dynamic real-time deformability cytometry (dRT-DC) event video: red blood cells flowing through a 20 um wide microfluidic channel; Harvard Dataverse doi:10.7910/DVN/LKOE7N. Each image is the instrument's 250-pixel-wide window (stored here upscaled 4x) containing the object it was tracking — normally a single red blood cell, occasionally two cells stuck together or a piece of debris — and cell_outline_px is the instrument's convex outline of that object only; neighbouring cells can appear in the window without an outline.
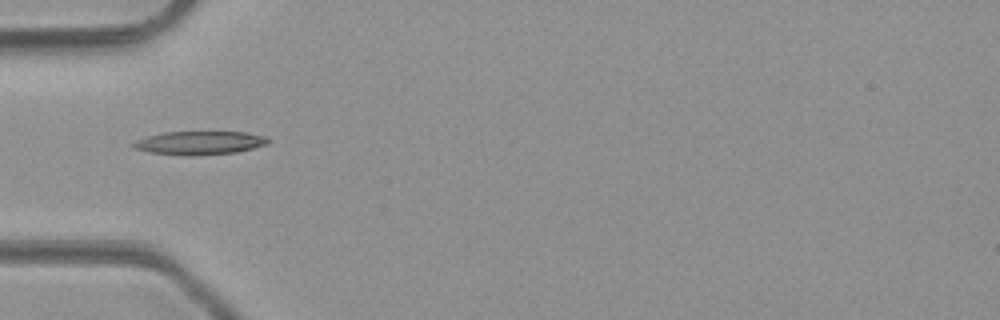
{"species": "common noctule bat (a hibernating species)", "species_latin": "Nyctalus noctula", "temperature_condition": "room temperature", "stored_images_in_passage": 33, "camera_frame_rate_fps": 3000, "um_per_image_px": 0.085, "animal": {"sex": "male", "body_mass_g": 23.1, "forearm_length_mm": 52.7}, "frame": {"image": 1, "passage_image": 1, "time_ms": 0.0, "image_size_px": [1000, 320], "cell_outline_px": [[272, 140], [268, 144], [236, 152], [196, 156], [184, 156], [148, 152], [132, 148], [128, 144], [136, 140], [148, 136], [164, 132], [248, 132], [264, 136]], "centroid_in_image_um": [16.93, 12.15], "position_along_channel_um": 68.1, "area_um2": 18.73}}
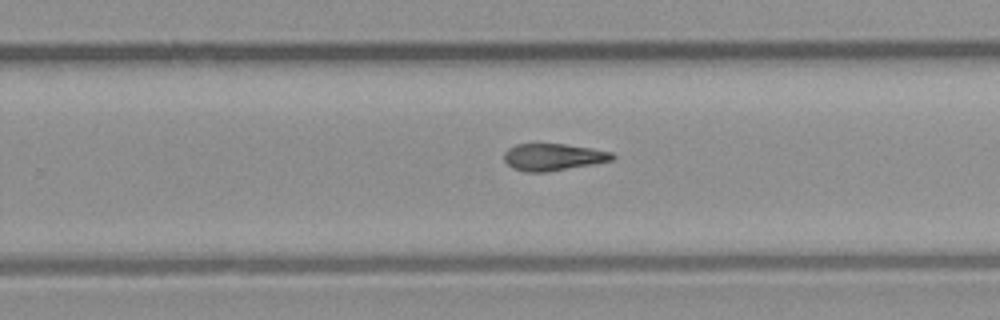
{"frame": {"image": 2, "passage_image": 16, "time_ms": 5.0, "image_size_px": [1000, 320], "cell_outline_px": [[616, 156], [612, 160], [592, 164], [544, 172], [524, 172], [512, 168], [504, 160], [504, 152], [508, 148], [516, 144], [564, 144], [612, 152]], "centroid_in_image_um": [46.97, 13.35], "position_along_channel_um": 282.8, "area_um2": 16.82}}
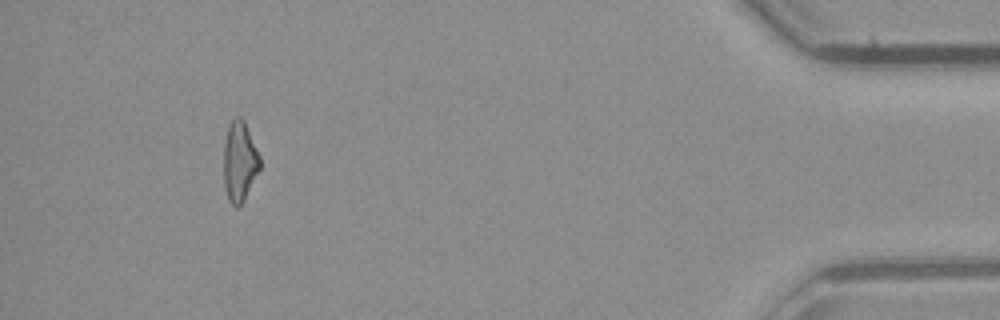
{"frame": {"image": 3, "passage_image": 30, "time_ms": 9.667, "image_size_px": [1000, 320], "cell_outline_px": [[260, 168], [244, 200], [236, 208], [228, 200], [224, 184], [224, 140], [228, 124], [236, 116], [240, 116], [244, 120], [260, 156]], "centroid_in_image_um": [20.35, 13.7], "position_along_channel_um": 414.8, "area_um2": 16.94}, "authors_computed_cell_mechanics": {"area_um2": 17.2822, "velocity_mm_per_s": 4.2749, "shape_relaxation_time_tau1_ms": null, "shape_relaxation_time_tau2_ms": 6.1996, "deformation_change_tau1": null, "deformation_change_tau2": 0.187}}